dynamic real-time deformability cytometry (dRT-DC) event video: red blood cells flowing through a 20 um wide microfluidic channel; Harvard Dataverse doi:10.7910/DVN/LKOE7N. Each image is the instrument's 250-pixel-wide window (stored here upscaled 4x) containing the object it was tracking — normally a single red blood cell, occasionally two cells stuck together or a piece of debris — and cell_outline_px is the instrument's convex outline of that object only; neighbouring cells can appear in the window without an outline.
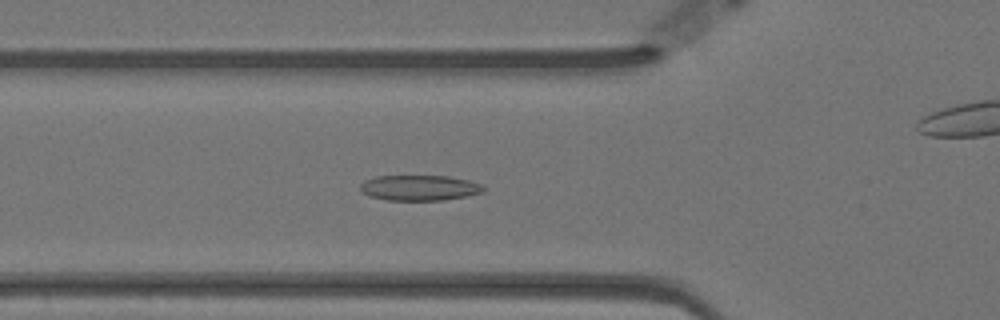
{"species": "Egyptian fruit bat (a non-hibernating species)", "species_latin": "Rousettus aegyptiacus", "temperature_condition": "warm", "stored_images_in_passage": 50, "camera_frame_rate_fps": 3000, "um_per_image_px": 0.085, "animal": {"sex": "female"}, "frame": {"image": 1, "passage_image": 11, "time_ms": 3.333, "image_size_px": [1000, 320], "cell_outline_px": [[484, 192], [444, 200], [388, 200], [368, 196], [360, 192], [360, 184], [364, 180], [376, 176], [448, 176], [468, 180], [480, 184], [484, 188]], "centroid_in_image_um": [35.6, 15.96], "position_along_channel_um": 90.2, "area_um2": 18.26}}
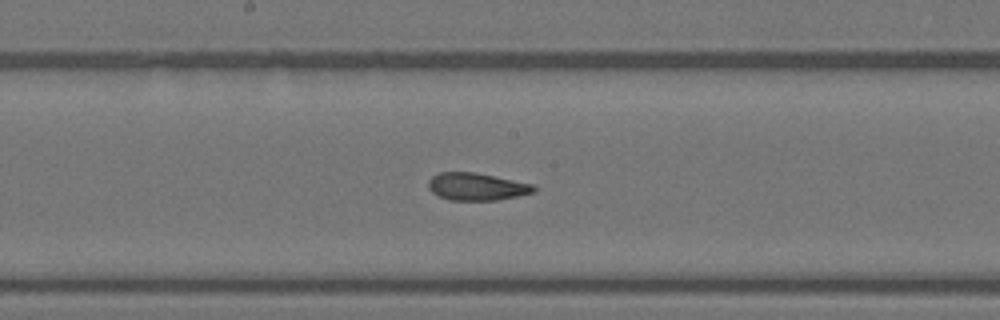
{"frame": {"image": 2, "passage_image": 21, "time_ms": 6.667, "image_size_px": [1000, 320], "cell_outline_px": [[536, 192], [496, 200], [448, 200], [432, 192], [428, 188], [428, 180], [432, 176], [440, 172], [476, 172], [532, 184], [536, 188]], "centroid_in_image_um": [40.5, 15.86], "position_along_channel_um": 207.7, "area_um2": 16.82}}
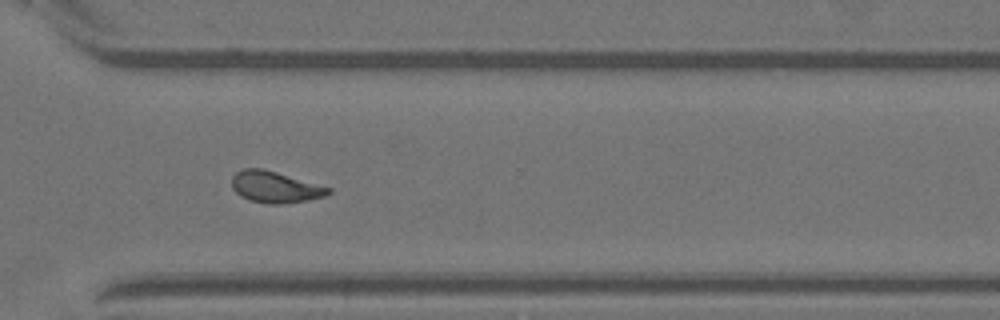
{"frame": {"image": 3, "passage_image": 33, "time_ms": 10.667, "image_size_px": [1000, 320], "cell_outline_px": [[332, 192], [324, 196], [308, 200], [280, 204], [268, 204], [248, 200], [240, 196], [232, 188], [232, 176], [236, 172], [244, 168], [260, 168], [276, 172], [332, 188]], "centroid_in_image_um": [23.37, 15.9], "position_along_channel_um": 347.2, "area_um2": 17.63}, "authors_computed_cell_mechanics": {"area_um2": 17.5712, "velocity_mm_per_s": 3.4982, "shape_relaxation_time_tau1_ms": null, "shape_relaxation_time_tau2_ms": 2.228, "deformation_change_tau1": null, "deformation_change_tau2": 0.0872}}